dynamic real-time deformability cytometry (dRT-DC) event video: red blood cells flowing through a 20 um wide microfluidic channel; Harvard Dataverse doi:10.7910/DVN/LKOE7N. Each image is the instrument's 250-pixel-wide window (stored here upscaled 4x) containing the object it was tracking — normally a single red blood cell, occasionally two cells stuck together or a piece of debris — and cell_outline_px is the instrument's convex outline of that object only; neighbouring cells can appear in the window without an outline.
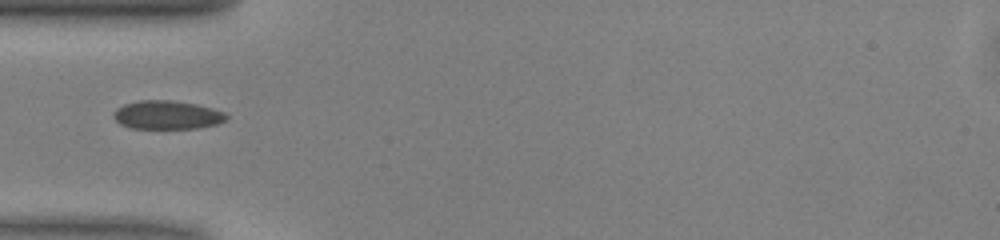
{"species": "common noctule bat (a hibernating species)", "species_latin": "Nyctalus noctula", "temperature_condition": "warm", "stored_images_in_passage": 36, "camera_frame_rate_fps": 3000, "um_per_image_px": 0.085, "animal": {"sex": "male", "body_mass_g": 13.0, "forearm_length_mm": 53.1}, "frame": {"image": 1, "passage_image": 1, "time_ms": 0.0, "image_size_px": [1000, 240], "cell_outline_px": [[228, 120], [216, 124], [196, 128], [132, 128], [120, 124], [112, 116], [112, 112], [116, 108], [124, 104], [140, 100], [172, 100], [196, 104], [212, 108], [224, 112], [228, 116]], "centroid_in_image_um": [14.19, 9.76], "position_along_channel_um": 70.8, "area_um2": 18.84}}
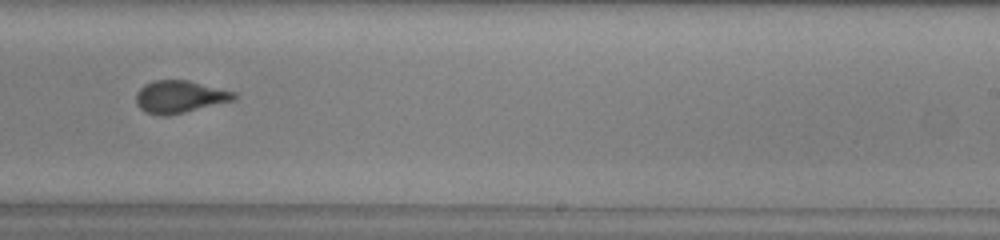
{"frame": {"image": 2, "passage_image": 16, "time_ms": 5.0, "image_size_px": [1000, 240], "cell_outline_px": [[240, 96], [236, 100], [168, 116], [160, 116], [144, 112], [136, 104], [136, 92], [144, 84], [152, 80], [188, 80], [236, 92]], "centroid_in_image_um": [15.29, 8.23], "position_along_channel_um": 273.7, "area_um2": 18.84}}
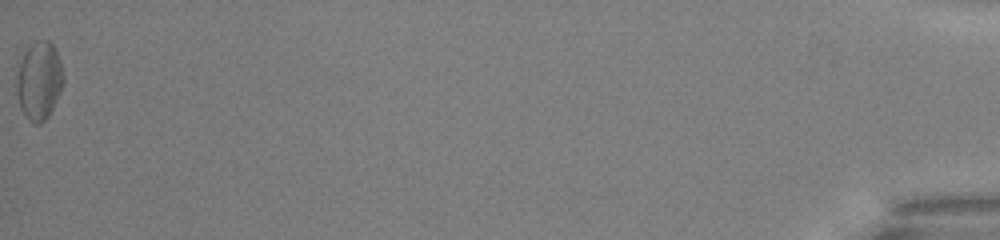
{"frame": {"image": 3, "passage_image": 36, "time_ms": 11.667, "image_size_px": [1000, 240], "cell_outline_px": [[64, 80], [56, 100], [48, 116], [40, 124], [36, 124], [28, 120], [20, 108], [16, 88], [16, 76], [20, 64], [28, 48], [36, 40], [48, 40], [52, 44], [60, 60], [64, 76]], "centroid_in_image_um": [3.32, 6.88], "position_along_channel_um": 431.9, "area_um2": 20.98}}